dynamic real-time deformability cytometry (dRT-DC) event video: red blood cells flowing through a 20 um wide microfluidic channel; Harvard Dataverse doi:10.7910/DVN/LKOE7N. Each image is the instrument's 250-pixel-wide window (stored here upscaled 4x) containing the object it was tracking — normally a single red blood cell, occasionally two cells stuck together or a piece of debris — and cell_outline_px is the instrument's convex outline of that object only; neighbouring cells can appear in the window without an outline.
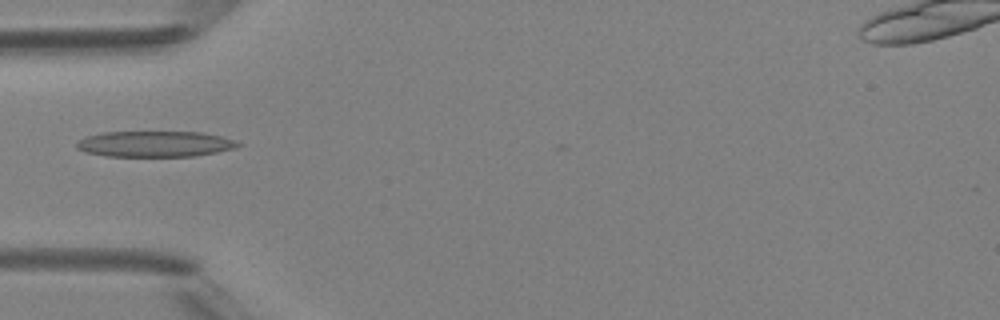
{"species": "Egyptian fruit bat (a non-hibernating species)", "species_latin": "Rousettus aegyptiacus", "temperature_condition": "room temperature", "stored_images_in_passage": 4, "camera_frame_rate_fps": 3000, "um_per_image_px": 0.085, "animal": {"sex": "female"}, "frame": {"image": 1, "passage_image": 4, "time_ms": 3.667, "image_size_px": [1000, 320], "cell_outline_px": [[244, 144], [236, 148], [196, 156], [104, 156], [84, 152], [76, 148], [76, 140], [100, 132], [200, 132], [220, 136]], "centroid_in_image_um": [13.13, 12.24], "position_along_channel_um": 71.9, "area_um2": 24.39}}